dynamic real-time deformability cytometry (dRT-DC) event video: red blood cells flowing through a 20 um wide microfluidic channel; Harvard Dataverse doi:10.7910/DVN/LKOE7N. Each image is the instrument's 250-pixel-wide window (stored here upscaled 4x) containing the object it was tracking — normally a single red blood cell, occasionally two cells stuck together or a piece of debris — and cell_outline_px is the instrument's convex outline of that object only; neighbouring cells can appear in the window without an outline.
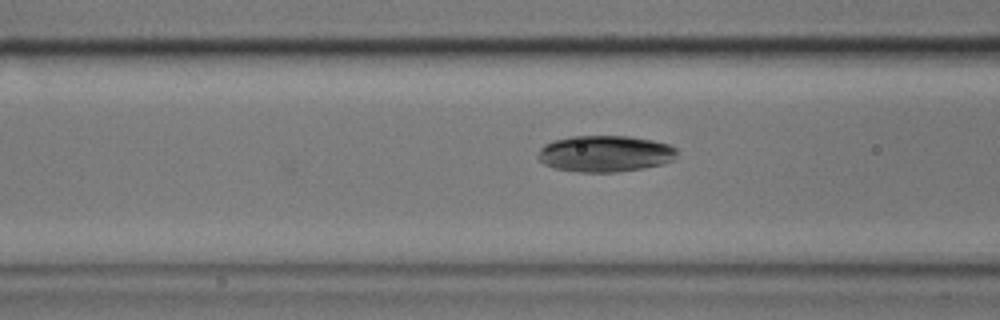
{"species": "common noctule bat (a hibernating species)", "species_latin": "Nyctalus noctula", "temperature_condition": "cold", "stored_images_in_passage": 46, "camera_frame_rate_fps": 3000, "um_per_image_px": 0.085, "animal": {"sex": "male", "body_mass_g": 17.9}, "frame": {"image": 1, "passage_image": 10, "time_ms": 3.0, "image_size_px": [1000, 320], "cell_outline_px": [[676, 156], [672, 160], [660, 164], [644, 168], [616, 172], [580, 172], [556, 168], [544, 164], [536, 156], [540, 148], [544, 144], [552, 140], [572, 136], [628, 136], [652, 140], [668, 144], [676, 148]], "centroid_in_image_um": [51.4, 13.05], "position_along_channel_um": 115.2, "area_um2": 29.48}}
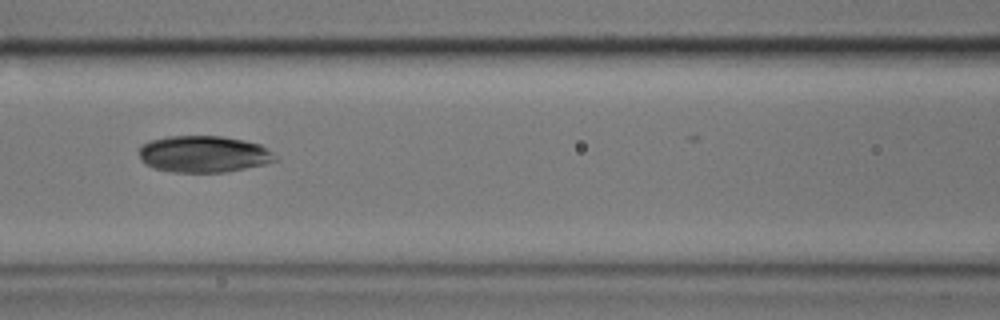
{"frame": {"image": 2, "passage_image": 13, "time_ms": 4.0, "image_size_px": [1000, 320], "cell_outline_px": [[280, 156], [276, 160], [264, 164], [224, 172], [172, 172], [152, 168], [144, 164], [140, 156], [140, 144], [152, 140], [168, 136], [224, 136], [244, 140], [260, 144]], "centroid_in_image_um": [17.32, 13.09], "position_along_channel_um": 149.3, "area_um2": 29.25}}